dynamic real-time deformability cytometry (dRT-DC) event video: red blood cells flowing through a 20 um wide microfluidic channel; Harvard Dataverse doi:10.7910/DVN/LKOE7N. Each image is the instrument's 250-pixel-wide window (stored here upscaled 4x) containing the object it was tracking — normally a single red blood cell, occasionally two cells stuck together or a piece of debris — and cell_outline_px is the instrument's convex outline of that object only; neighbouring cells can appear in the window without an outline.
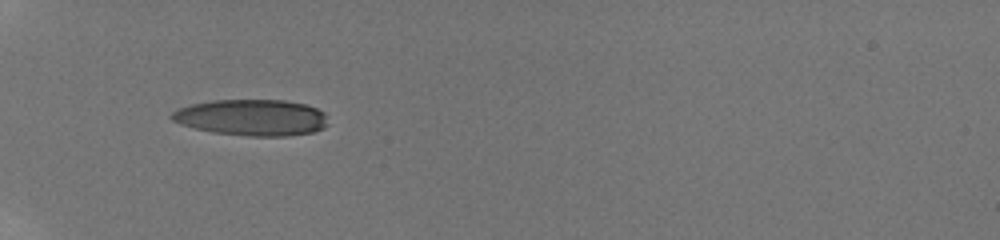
{"species": "human", "species_latin": "Homo sapiens", "temperature_condition": "room temperature", "stored_images_in_passage": 54, "camera_frame_rate_fps": 3000, "um_per_image_px": 0.085, "donor": {"sex": "male"}, "frame": {"image": 1, "passage_image": 1, "time_ms": 0.0, "image_size_px": [1000, 240], "cell_outline_px": [[328, 124], [324, 128], [312, 132], [288, 136], [248, 136], [212, 132], [180, 124], [172, 120], [168, 116], [172, 112], [180, 108], [192, 104], [212, 100], [284, 100], [304, 104], [316, 108], [324, 112]], "centroid_in_image_um": [21.4, 9.99], "position_along_channel_um": 63.6, "area_um2": 33.06}}
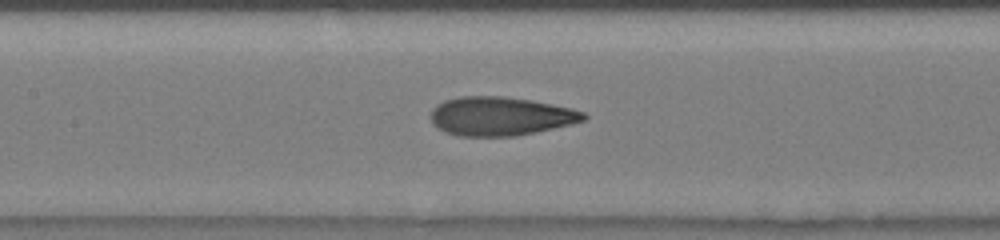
{"frame": {"image": 2, "passage_image": 15, "time_ms": 3.0, "image_size_px": [1000, 240], "cell_outline_px": [[588, 116], [584, 120], [572, 124], [516, 136], [456, 136], [444, 132], [436, 128], [432, 124], [432, 108], [436, 104], [444, 100], [460, 96], [504, 96], [532, 100], [572, 108], [584, 112]], "centroid_in_image_um": [42.51, 9.87], "position_along_channel_um": 164.9, "area_um2": 34.8}}
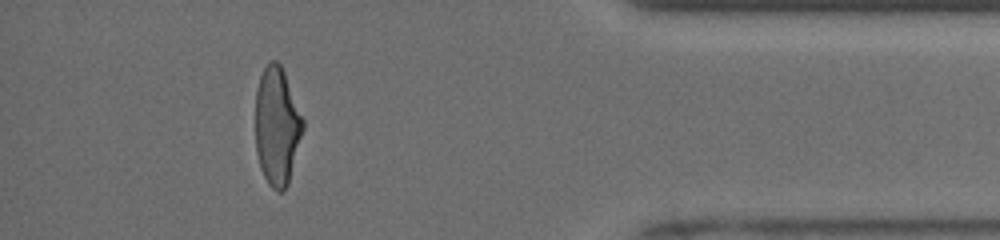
{"frame": {"image": 3, "passage_image": 48, "time_ms": 10.0, "image_size_px": [1000, 240], "cell_outline_px": [[304, 128], [288, 184], [280, 192], [276, 192], [268, 184], [260, 168], [256, 152], [256, 88], [260, 76], [268, 60], [276, 60], [280, 64], [284, 72], [304, 120]], "centroid_in_image_um": [23.54, 10.72], "position_along_channel_um": 411.7, "area_um2": 32.71}, "authors_computed_cell_mechanics": {"area_um2": 33.6685, "velocity_mm_per_s": 3.9469, "shape_relaxation_time_tau1_ms": 4.8615, "shape_relaxation_time_tau2_ms": 1.0259, "deformation_change_tau1": 0.1919, "deformation_change_tau2": 0.0874}}